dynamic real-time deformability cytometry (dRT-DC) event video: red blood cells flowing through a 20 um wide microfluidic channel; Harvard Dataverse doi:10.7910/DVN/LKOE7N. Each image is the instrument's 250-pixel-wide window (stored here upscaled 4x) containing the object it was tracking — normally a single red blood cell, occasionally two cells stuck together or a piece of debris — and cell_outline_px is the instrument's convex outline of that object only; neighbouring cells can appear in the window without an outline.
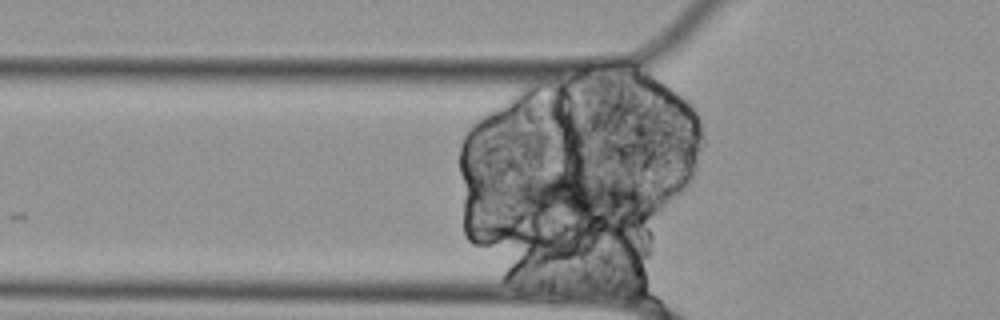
{"species": "Egyptian fruit bat (a non-hibernating species)", "species_latin": "Rousettus aegyptiacus", "temperature_condition": "cold", "stored_images_in_passage": 13, "segment_of_instrument_passage": [2, 3], "camera_frame_rate_fps": 3000, "um_per_image_px": 0.085, "animal": {"sex": "female"}, "frame": {"image": 1, "passage_image": 4, "time_ms": 1.0, "image_size_px": [1000, 320], "cell_outline_px": [[656, 204], [644, 216], [572, 232], [528, 208], [520, 200], [516, 192], [516, 188], [540, 176], [552, 172], [572, 172], [644, 192], [652, 196], [656, 200]], "centroid_in_image_um": [49.54, 17.05], "position_along_channel_um": 76.3, "area_um2": 39.02}}